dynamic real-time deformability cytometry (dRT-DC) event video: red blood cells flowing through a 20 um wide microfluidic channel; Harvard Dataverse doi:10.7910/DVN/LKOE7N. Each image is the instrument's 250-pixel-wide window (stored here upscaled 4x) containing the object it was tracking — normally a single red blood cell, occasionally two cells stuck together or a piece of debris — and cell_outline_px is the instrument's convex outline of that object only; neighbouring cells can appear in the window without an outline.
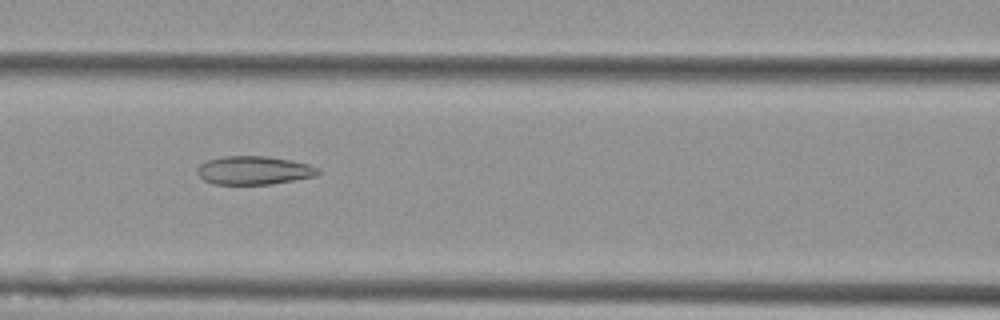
{"species": "Egyptian fruit bat (a non-hibernating species)", "species_latin": "Rousettus aegyptiacus", "temperature_condition": "cold", "stored_images_in_passage": 57, "camera_frame_rate_fps": 3000, "um_per_image_px": 0.085, "animal": {"sex": "female"}, "frame": {"image": 1, "passage_image": 25, "time_ms": 8.0, "image_size_px": [1000, 320], "cell_outline_px": [[320, 172], [316, 176], [272, 184], [216, 184], [204, 180], [196, 172], [196, 168], [200, 164], [208, 160], [224, 156], [268, 156], [292, 160], [308, 164], [320, 168]], "centroid_in_image_um": [21.6, 14.47], "position_along_channel_um": 145.0, "area_um2": 20.11}}
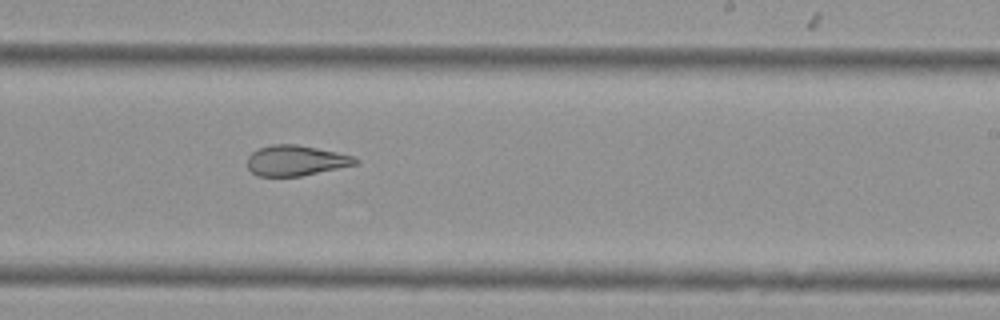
{"frame": {"image": 2, "passage_image": 35, "time_ms": 11.333, "image_size_px": [1000, 320], "cell_outline_px": [[360, 160], [356, 164], [300, 176], [256, 176], [248, 168], [248, 156], [252, 152], [260, 148], [272, 144], [296, 144], [356, 156]], "centroid_in_image_um": [25.14, 13.64], "position_along_channel_um": 263.9, "area_um2": 19.02}}
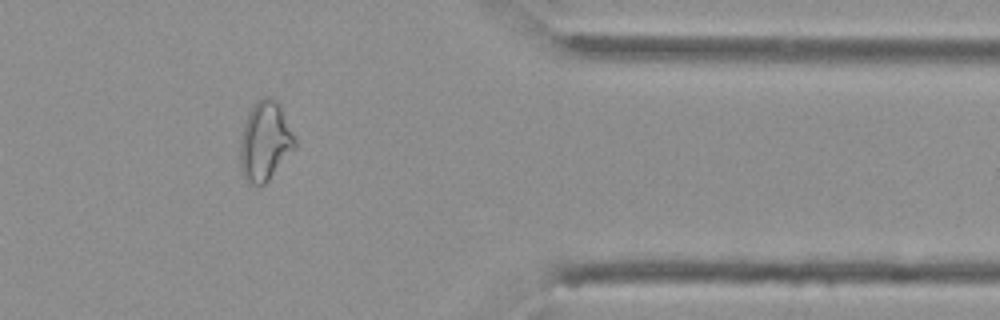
{"frame": {"image": 3, "passage_image": 47, "time_ms": 15.333, "image_size_px": [1000, 320], "cell_outline_px": [[296, 148], [268, 180], [264, 184], [248, 184], [244, 180], [240, 164], [240, 140], [244, 124], [248, 112], [256, 100], [264, 96], [272, 96], [280, 104], [296, 140]], "centroid_in_image_um": [22.52, 11.98], "position_along_channel_um": 388.9, "area_um2": 25.49}, "authors_computed_cell_mechanics": {"area_um2": 25.6054, "velocity_mm_per_s": 3.5876, "shape_relaxation_time_tau1_ms": null, "shape_relaxation_time_tau2_ms": 3.4918, "deformation_change_tau1": null, "deformation_change_tau2": 0.1043}}